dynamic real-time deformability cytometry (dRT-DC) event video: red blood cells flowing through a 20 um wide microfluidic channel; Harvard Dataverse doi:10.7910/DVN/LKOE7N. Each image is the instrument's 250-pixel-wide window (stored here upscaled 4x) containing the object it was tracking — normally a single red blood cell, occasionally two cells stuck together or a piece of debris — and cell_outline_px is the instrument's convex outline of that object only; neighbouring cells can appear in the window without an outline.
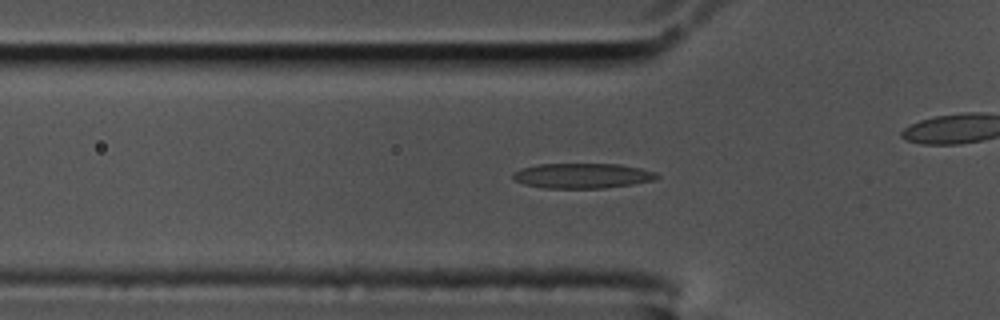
{"species": "common noctule bat (a hibernating species)", "species_latin": "Nyctalus noctula", "temperature_condition": "cold", "stored_images_in_passage": 47, "camera_frame_rate_fps": 3000, "um_per_image_px": 0.085, "animal": {"sex": "male", "body_mass_g": 17.5, "forearm_length_mm": 52.3}, "frame": {"image": 1, "passage_image": 15, "time_ms": 4.667, "image_size_px": [1000, 320], "cell_outline_px": [[660, 176], [656, 180], [632, 184], [604, 188], [544, 188], [524, 184], [516, 180], [512, 176], [512, 172], [520, 168], [536, 164], [620, 164], [640, 168], [656, 172]], "centroid_in_image_um": [49.5, 14.93], "position_along_channel_um": 76.3, "area_um2": 21.15}}
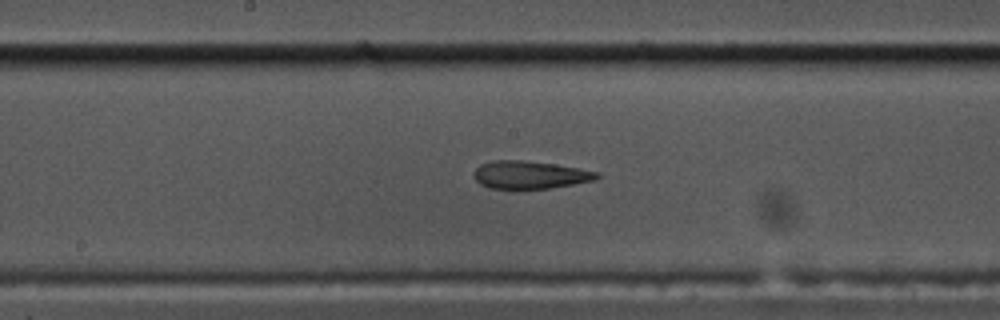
{"frame": {"image": 2, "passage_image": 26, "time_ms": 8.333, "image_size_px": [1000, 320], "cell_outline_px": [[600, 176], [596, 180], [548, 188], [488, 188], [480, 184], [472, 176], [472, 172], [480, 164], [492, 160], [520, 160], [556, 164], [580, 168], [600, 172]], "centroid_in_image_um": [45.03, 14.85], "position_along_channel_um": 203.2, "area_um2": 20.0}}
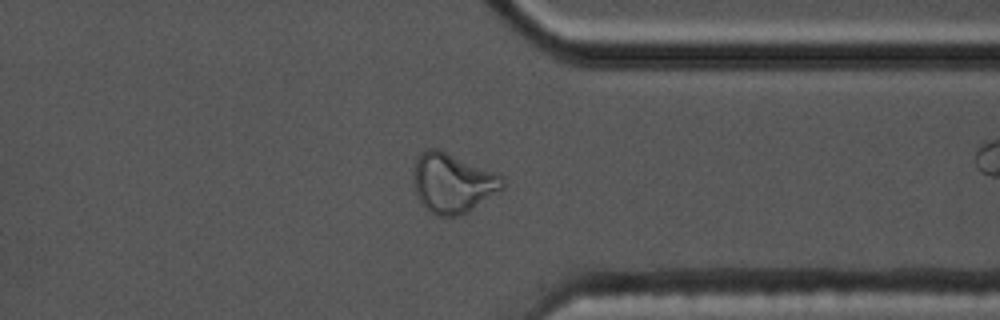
{"frame": {"image": 3, "passage_image": 41, "time_ms": 13.333, "image_size_px": [1000, 320], "cell_outline_px": [[504, 188], [468, 212], [460, 216], [436, 216], [428, 212], [420, 204], [416, 196], [412, 180], [416, 160], [420, 152], [428, 148], [440, 148], [500, 172], [504, 176]], "centroid_in_image_um": [38.48, 15.54], "position_along_channel_um": 372.9, "area_um2": 32.14}}